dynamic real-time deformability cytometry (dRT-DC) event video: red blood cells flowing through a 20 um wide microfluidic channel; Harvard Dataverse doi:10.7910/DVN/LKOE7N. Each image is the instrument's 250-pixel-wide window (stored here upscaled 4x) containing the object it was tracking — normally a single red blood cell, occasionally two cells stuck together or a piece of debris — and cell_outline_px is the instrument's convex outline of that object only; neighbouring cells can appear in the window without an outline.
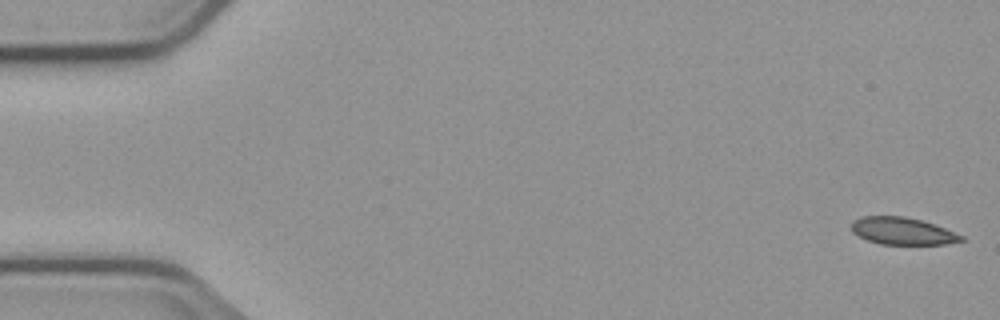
{"species": "common noctule bat (a hibernating species)", "species_latin": "Nyctalus noctula", "temperature_condition": "cold", "stored_images_in_passage": 5, "camera_frame_rate_fps": 3000, "um_per_image_px": 0.085, "animal": {"sex": "male", "body_mass_g": 23.1, "forearm_length_mm": 52.7}, "frame": {"image": 1, "passage_image": 5, "time_ms": 5.0, "image_size_px": [1000, 320], "cell_outline_px": [[964, 240], [944, 244], [880, 244], [868, 240], [852, 232], [852, 220], [860, 216], [904, 216], [920, 220], [944, 228], [964, 236]], "centroid_in_image_um": [76.68, 19.63], "position_along_channel_um": 8.3, "area_um2": 17.22}}